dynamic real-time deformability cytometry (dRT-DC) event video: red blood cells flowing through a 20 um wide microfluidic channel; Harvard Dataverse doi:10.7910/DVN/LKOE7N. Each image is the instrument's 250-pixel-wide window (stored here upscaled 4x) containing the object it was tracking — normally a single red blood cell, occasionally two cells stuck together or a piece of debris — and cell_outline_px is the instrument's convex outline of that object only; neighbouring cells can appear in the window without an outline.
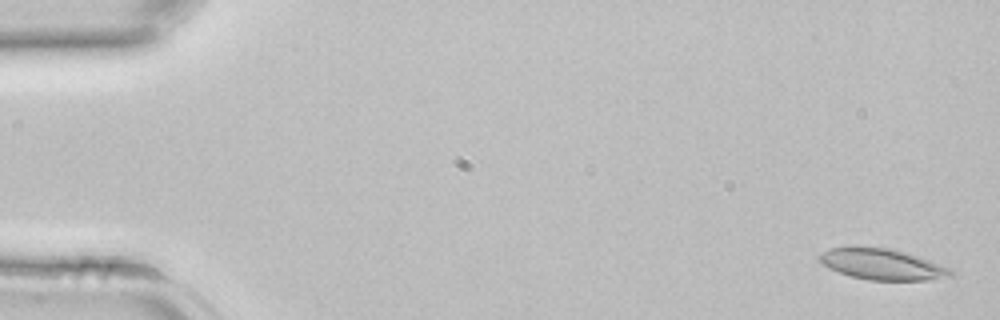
{"species": "common noctule bat (a hibernating species)", "species_latin": "Nyctalus noctula", "temperature_condition": "room temperature", "stored_images_in_passage": 43, "camera_frame_rate_fps": 3000, "um_per_image_px": 0.085, "animal": {"sex": "female", "body_mass_g": 22.7, "forearm_length_mm": 54.2}, "frame": {"image": 1, "passage_image": 2, "time_ms": 0.333, "image_size_px": [1000, 320], "cell_outline_px": [[952, 276], [924, 280], [868, 280], [852, 276], [828, 268], [816, 260], [816, 256], [820, 252], [828, 248], [848, 244], [856, 244], [888, 248], [904, 252], [928, 260], [948, 268], [952, 272]], "centroid_in_image_um": [74.8, 22.41], "position_along_channel_um": 10.2, "area_um2": 24.16}}
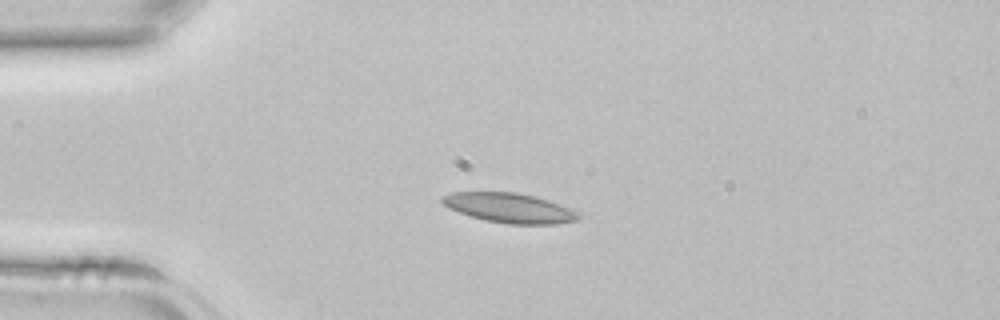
{"frame": {"image": 2, "passage_image": 11, "time_ms": 3.333, "image_size_px": [1000, 320], "cell_outline_px": [[584, 216], [580, 220], [556, 224], [508, 224], [484, 220], [448, 208], [440, 200], [440, 196], [452, 192], [516, 192], [536, 196], [548, 200], [580, 212]], "centroid_in_image_um": [43.35, 17.67], "position_along_channel_um": 41.6, "area_um2": 23.81}}